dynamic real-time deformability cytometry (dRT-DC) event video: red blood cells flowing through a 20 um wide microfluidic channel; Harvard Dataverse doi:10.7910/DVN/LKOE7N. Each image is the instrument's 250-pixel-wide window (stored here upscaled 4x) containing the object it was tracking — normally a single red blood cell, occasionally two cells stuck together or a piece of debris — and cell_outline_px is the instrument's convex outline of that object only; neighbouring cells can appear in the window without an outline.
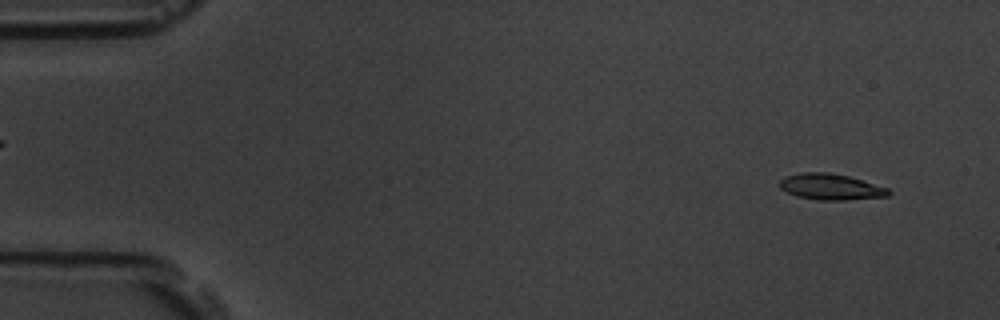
{"species": "common noctule bat (a hibernating species)", "species_latin": "Nyctalus noctula", "temperature_condition": "room temperature", "stored_images_in_passage": 5, "camera_frame_rate_fps": 3000, "um_per_image_px": 0.085, "animal": {"sex": "male", "body_mass_g": 19.5, "forearm_length_mm": 54.6}, "frame": {"image": 1, "passage_image": 1, "time_ms": 0.0, "image_size_px": [1000, 320], "cell_outline_px": [[892, 192], [888, 196], [844, 200], [816, 200], [796, 196], [780, 188], [780, 180], [784, 176], [800, 172], [828, 172], [848, 176], [888, 188]], "centroid_in_image_um": [70.59, 15.88], "position_along_channel_um": 14.4, "area_um2": 16.53}}
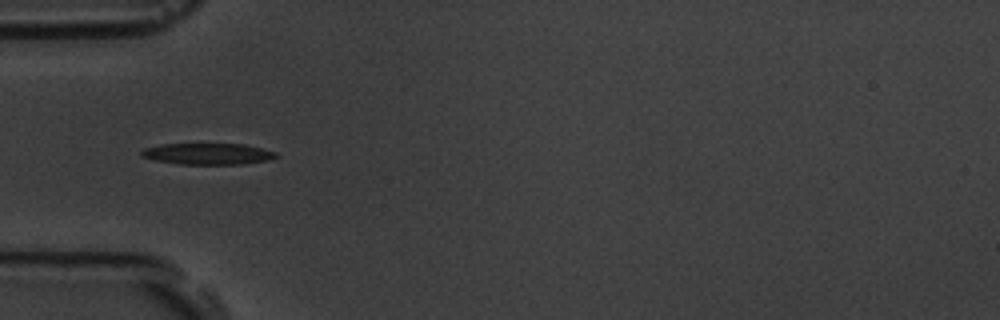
{"frame": {"image": 2, "passage_image": 5, "time_ms": 4.667, "image_size_px": [1000, 320], "cell_outline_px": [[280, 156], [268, 160], [244, 164], [180, 164], [156, 160], [140, 156], [140, 152], [144, 148], [160, 144], [244, 144], [276, 152]], "centroid_in_image_um": [17.66, 13.07], "position_along_channel_um": 67.3, "area_um2": 16.7}}